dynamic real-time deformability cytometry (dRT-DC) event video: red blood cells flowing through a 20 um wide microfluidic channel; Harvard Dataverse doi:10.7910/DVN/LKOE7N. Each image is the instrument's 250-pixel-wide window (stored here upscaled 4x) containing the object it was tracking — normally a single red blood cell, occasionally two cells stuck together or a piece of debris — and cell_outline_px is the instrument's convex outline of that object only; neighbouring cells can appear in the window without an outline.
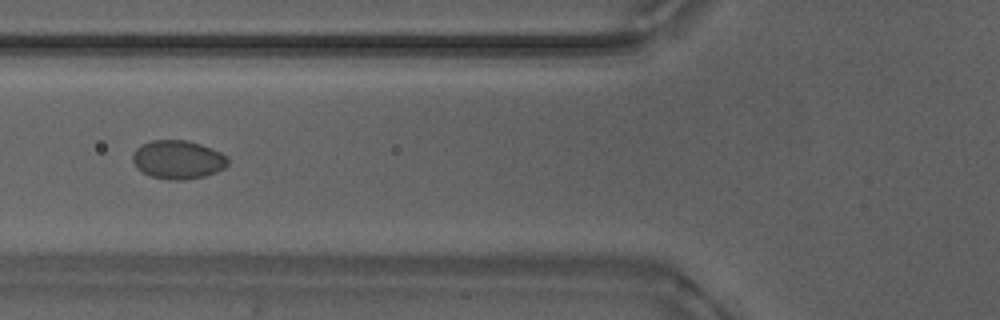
{"species": "Egyptian fruit bat (a non-hibernating species)", "species_latin": "Rousettus aegyptiacus", "temperature_condition": "warm", "stored_images_in_passage": 6, "camera_frame_rate_fps": 3000, "um_per_image_px": 0.085, "animal": {"sex": "male"}, "frame": {"image": 1, "passage_image": 5, "time_ms": 1.333, "image_size_px": [1000, 320], "cell_outline_px": [[228, 164], [224, 168], [216, 172], [204, 176], [184, 180], [168, 180], [152, 176], [144, 172], [132, 160], [132, 156], [136, 148], [152, 140], [188, 140], [212, 148], [228, 156]], "centroid_in_image_um": [15.16, 13.56], "position_along_channel_um": 110.6, "area_um2": 21.27}}